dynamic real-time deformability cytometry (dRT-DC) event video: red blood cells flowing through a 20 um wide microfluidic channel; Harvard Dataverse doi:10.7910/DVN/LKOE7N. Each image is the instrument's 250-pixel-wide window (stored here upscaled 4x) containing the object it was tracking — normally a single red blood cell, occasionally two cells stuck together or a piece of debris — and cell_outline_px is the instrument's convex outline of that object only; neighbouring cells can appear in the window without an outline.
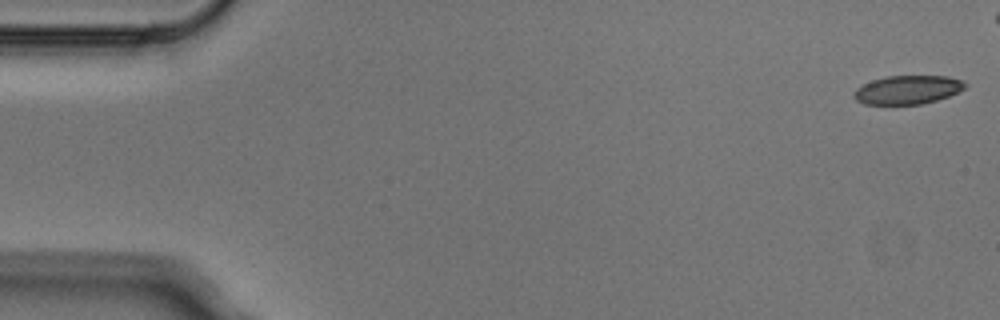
{"species": "Egyptian fruit bat (a non-hibernating species)", "species_latin": "Rousettus aegyptiacus", "temperature_condition": "cold", "stored_images_in_passage": 6, "camera_frame_rate_fps": 3000, "um_per_image_px": 0.085, "animal": {"sex": "male"}, "frame": {"image": 1, "passage_image": 1, "time_ms": 0.0, "image_size_px": [1000, 320], "cell_outline_px": [[968, 84], [964, 88], [948, 96], [936, 100], [920, 104], [864, 104], [856, 100], [852, 96], [852, 92], [856, 88], [872, 80], [888, 76], [948, 76], [964, 80]], "centroid_in_image_um": [77.13, 7.62], "position_along_channel_um": 7.9, "area_um2": 18.55}}
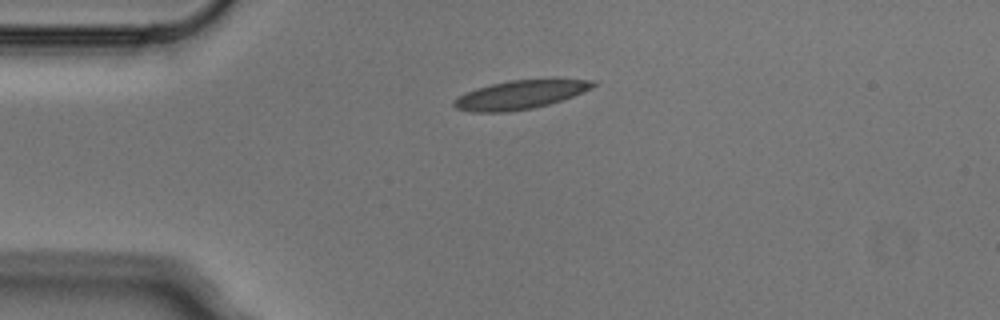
{"frame": {"image": 2, "passage_image": 6, "time_ms": 1.667, "image_size_px": [1000, 320], "cell_outline_px": [[596, 84], [592, 88], [572, 96], [548, 104], [532, 108], [508, 112], [472, 112], [456, 108], [452, 104], [452, 100], [464, 92], [476, 88], [492, 84], [512, 80], [596, 80]], "centroid_in_image_um": [44.13, 8.06], "position_along_channel_um": 40.9, "area_um2": 22.89}}